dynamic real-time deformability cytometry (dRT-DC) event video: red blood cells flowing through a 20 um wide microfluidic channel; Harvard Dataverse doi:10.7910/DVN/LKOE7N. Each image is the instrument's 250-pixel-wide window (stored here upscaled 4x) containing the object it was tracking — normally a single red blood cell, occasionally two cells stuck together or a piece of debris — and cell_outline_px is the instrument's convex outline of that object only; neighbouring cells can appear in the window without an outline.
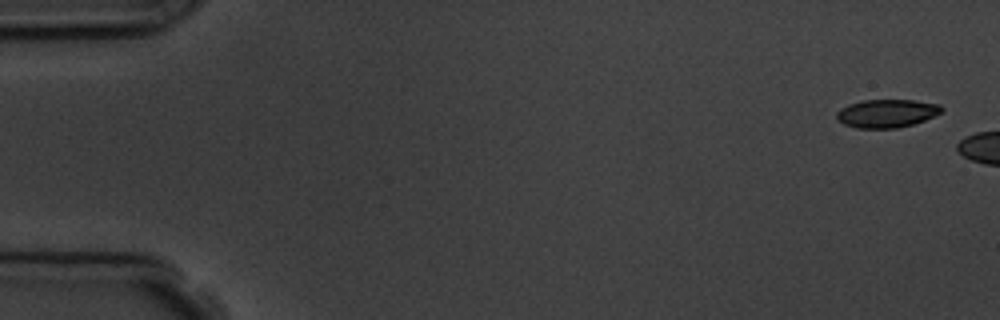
{"species": "common noctule bat (a hibernating species)", "species_latin": "Nyctalus noctula", "temperature_condition": "room temperature", "stored_images_in_passage": 4, "camera_frame_rate_fps": 3000, "um_per_image_px": 0.085, "animal": {"sex": "male", "body_mass_g": 19.5, "forearm_length_mm": 54.6}, "frame": {"image": 1, "passage_image": 1, "time_ms": 0.0, "image_size_px": [1000, 320], "cell_outline_px": [[944, 108], [940, 112], [924, 120], [912, 124], [896, 128], [856, 128], [844, 124], [836, 120], [836, 112], [840, 108], [848, 104], [860, 100], [916, 100], [940, 104]], "centroid_in_image_um": [75.32, 9.63], "position_along_channel_um": 9.7, "area_um2": 17.34}}